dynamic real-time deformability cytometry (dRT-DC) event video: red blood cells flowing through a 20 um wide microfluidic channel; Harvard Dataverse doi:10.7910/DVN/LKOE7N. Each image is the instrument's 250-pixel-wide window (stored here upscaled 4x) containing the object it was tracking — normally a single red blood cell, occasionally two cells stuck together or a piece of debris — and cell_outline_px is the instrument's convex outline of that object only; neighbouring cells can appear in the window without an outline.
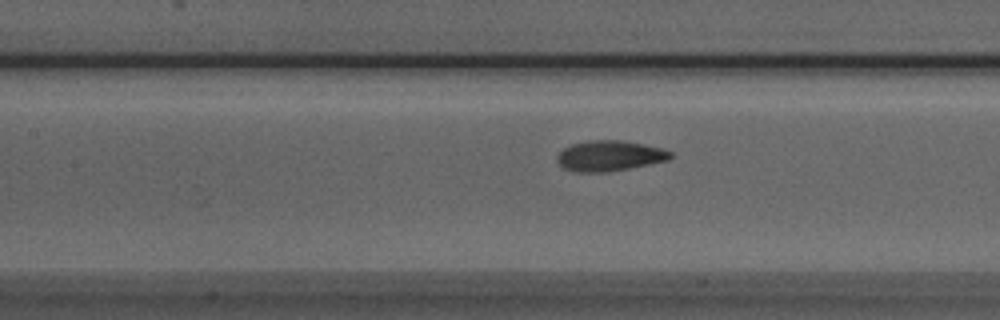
{"species": "Egyptian fruit bat (a non-hibernating species)", "species_latin": "Rousettus aegyptiacus", "temperature_condition": "room temperature", "stored_images_in_passage": 35, "camera_frame_rate_fps": 3000, "um_per_image_px": 0.085, "animal": {"sex": "male"}, "frame": {"image": 1, "passage_image": 16, "time_ms": 5.0, "image_size_px": [1000, 320], "cell_outline_px": [[672, 156], [668, 160], [628, 168], [604, 172], [576, 172], [564, 168], [556, 160], [556, 156], [564, 148], [572, 144], [588, 140], [620, 140], [644, 144], [660, 148], [672, 152]], "centroid_in_image_um": [51.78, 13.24], "position_along_channel_um": 155.6, "area_um2": 19.94}}
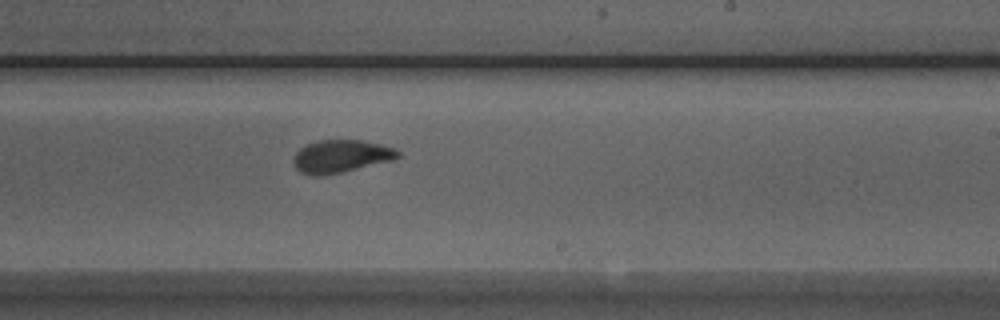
{"frame": {"image": 2, "passage_image": 24, "time_ms": 7.667, "image_size_px": [1000, 320], "cell_outline_px": [[400, 156], [392, 160], [324, 176], [312, 176], [300, 172], [296, 168], [292, 160], [296, 152], [304, 144], [316, 140], [360, 140], [380, 144], [392, 148], [400, 152]], "centroid_in_image_um": [28.92, 13.28], "position_along_channel_um": 260.1, "area_um2": 19.94}}
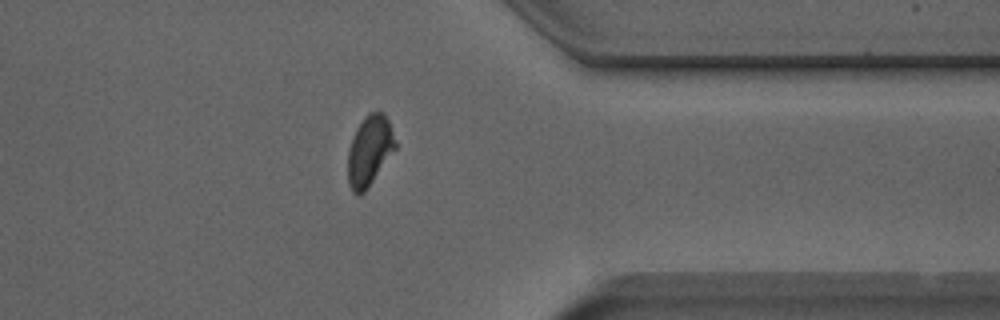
{"frame": {"image": 3, "passage_image": 34, "time_ms": 11.0, "image_size_px": [1000, 320], "cell_outline_px": [[396, 148], [364, 192], [356, 196], [352, 192], [348, 184], [348, 152], [352, 136], [356, 128], [364, 116], [368, 112], [384, 112], [388, 120], [396, 144]], "centroid_in_image_um": [31.38, 12.8], "position_along_channel_um": 380.0, "area_um2": 19.31}}